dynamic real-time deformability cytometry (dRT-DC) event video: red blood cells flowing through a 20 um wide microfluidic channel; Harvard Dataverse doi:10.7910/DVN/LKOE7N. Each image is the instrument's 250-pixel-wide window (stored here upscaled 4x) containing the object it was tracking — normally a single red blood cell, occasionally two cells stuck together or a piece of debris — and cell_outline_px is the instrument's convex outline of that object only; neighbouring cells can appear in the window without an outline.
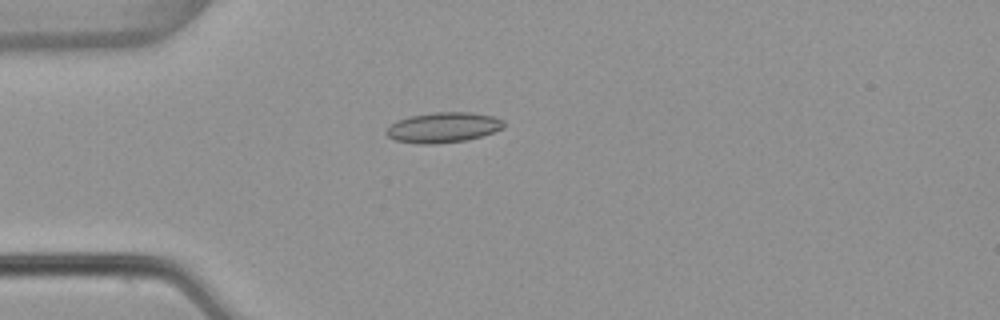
{"species": "common noctule bat (a hibernating species)", "species_latin": "Nyctalus noctula", "temperature_condition": "warm", "stored_images_in_passage": 54, "camera_frame_rate_fps": 3000, "um_per_image_px": 0.085, "animal": {"sex": "female", "body_mass_g": 22.7, "forearm_length_mm": 54.2}, "frame": {"image": 1, "passage_image": 15, "time_ms": 4.667, "image_size_px": [1000, 320], "cell_outline_px": [[504, 128], [468, 140], [436, 144], [416, 144], [396, 140], [388, 136], [384, 132], [396, 120], [408, 116], [436, 112], [472, 112], [492, 116], [504, 120]], "centroid_in_image_um": [37.66, 10.83], "position_along_channel_um": 47.3, "area_um2": 20.81}}
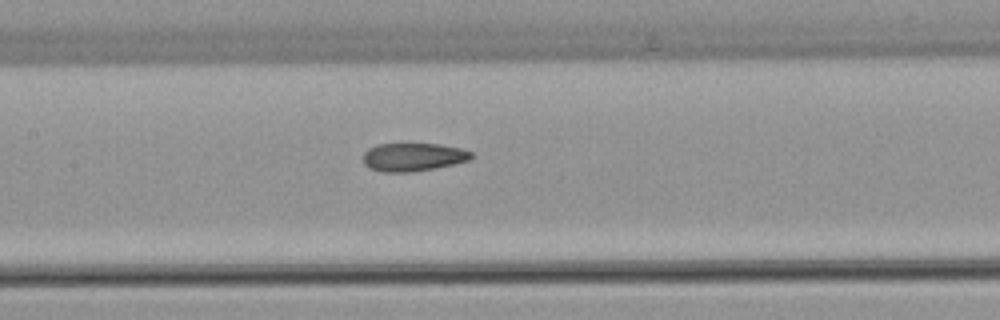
{"frame": {"image": 2, "passage_image": 26, "time_ms": 8.333, "image_size_px": [1000, 320], "cell_outline_px": [[472, 156], [468, 160], [452, 164], [432, 168], [408, 172], [380, 172], [368, 168], [364, 164], [364, 152], [368, 148], [376, 144], [440, 144], [460, 148], [472, 152]], "centroid_in_image_um": [35.06, 13.34], "position_along_channel_um": 172.3, "area_um2": 17.63}}
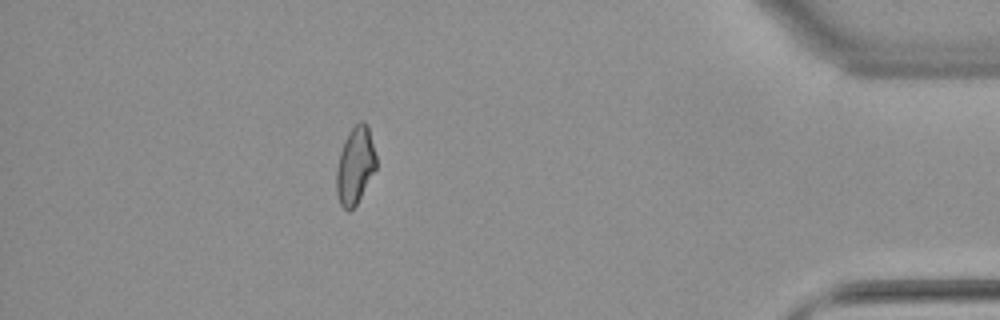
{"frame": {"image": 3, "passage_image": 48, "time_ms": 15.667, "image_size_px": [1000, 320], "cell_outline_px": [[376, 168], [356, 204], [348, 212], [340, 204], [336, 192], [336, 168], [340, 152], [344, 140], [348, 132], [360, 120], [364, 120], [368, 124], [376, 156]], "centroid_in_image_um": [30.18, 14.03], "position_along_channel_um": 405.0, "area_um2": 17.86}, "authors_computed_cell_mechanics": {"area_um2": 18.4382, "velocity_mm_per_s": 3.8278, "shape_relaxation_time_tau1_ms": null, "shape_relaxation_time_tau2_ms": 1.6806, "deformation_change_tau1": null, "deformation_change_tau2": 0.0708}}